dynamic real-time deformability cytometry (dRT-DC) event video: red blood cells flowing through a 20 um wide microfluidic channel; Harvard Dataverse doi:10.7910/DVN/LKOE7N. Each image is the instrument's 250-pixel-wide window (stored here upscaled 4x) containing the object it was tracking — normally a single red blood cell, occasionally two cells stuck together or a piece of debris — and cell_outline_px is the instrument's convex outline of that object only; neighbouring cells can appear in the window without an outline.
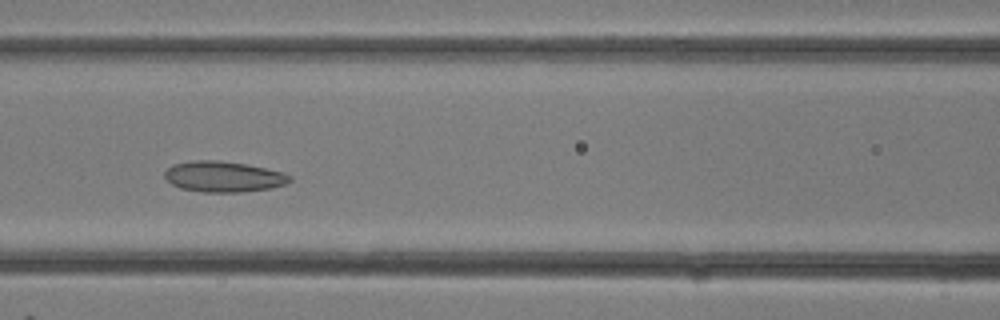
{"species": "common noctule bat (a hibernating species)", "species_latin": "Nyctalus noctula", "temperature_condition": "room temperature", "stored_images_in_passage": 27, "camera_frame_rate_fps": 3000, "um_per_image_px": 0.085, "animal": {"sex": "female"}, "frame": {"image": 1, "passage_image": 10, "time_ms": 3.0, "image_size_px": [1000, 320], "cell_outline_px": [[292, 180], [284, 184], [272, 188], [240, 192], [204, 192], [180, 188], [172, 184], [164, 176], [164, 172], [172, 164], [192, 160], [216, 160], [248, 164], [284, 172], [292, 176]], "centroid_in_image_um": [19.01, 15.0], "position_along_channel_um": 147.6, "area_um2": 22.54}}
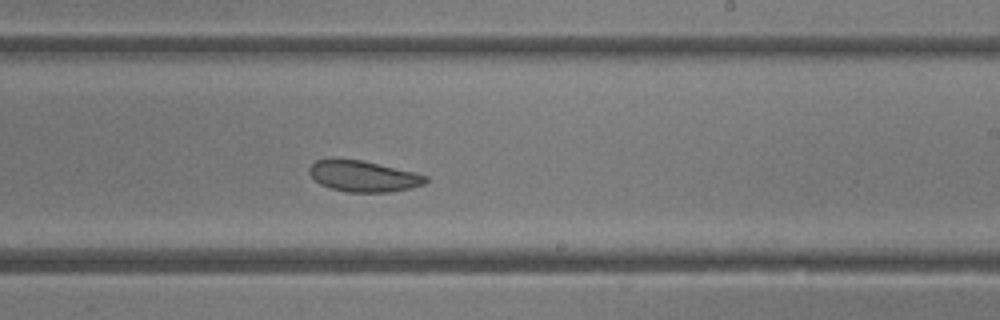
{"frame": {"image": 2, "passage_image": 15, "time_ms": 4.667, "image_size_px": [1000, 320], "cell_outline_px": [[428, 180], [424, 184], [412, 188], [392, 192], [348, 192], [332, 188], [320, 184], [308, 172], [308, 168], [316, 160], [332, 156], [360, 160], [416, 172], [428, 176]], "centroid_in_image_um": [30.87, 14.95], "position_along_channel_um": 258.1, "area_um2": 21.44}}
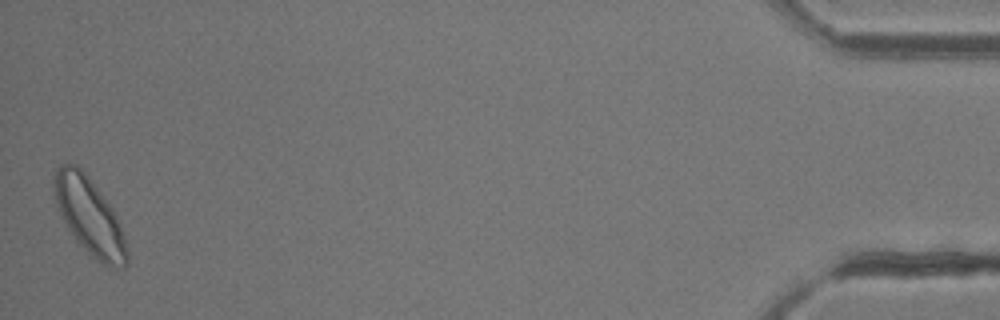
{"frame": {"image": 3, "passage_image": 27, "time_ms": 8.667, "image_size_px": [1000, 320], "cell_outline_px": [[128, 264], [124, 268], [112, 268], [104, 264], [88, 252], [76, 240], [68, 228], [56, 208], [52, 176], [56, 168], [60, 164], [76, 164], [88, 176], [112, 208], [120, 224], [124, 236], [128, 252]], "centroid_in_image_um": [7.59, 18.37], "position_along_channel_um": 427.6, "area_um2": 32.48}}